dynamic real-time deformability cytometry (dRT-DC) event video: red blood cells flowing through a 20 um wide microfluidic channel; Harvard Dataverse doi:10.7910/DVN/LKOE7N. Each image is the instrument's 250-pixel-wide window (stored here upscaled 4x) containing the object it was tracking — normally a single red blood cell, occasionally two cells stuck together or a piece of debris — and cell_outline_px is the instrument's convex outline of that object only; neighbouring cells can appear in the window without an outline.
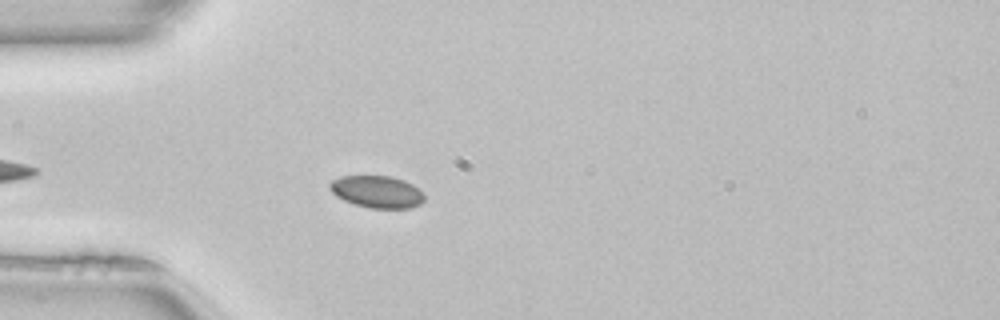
{"species": "common noctule bat (a hibernating species)", "species_latin": "Nyctalus noctula", "temperature_condition": "room temperature", "stored_images_in_passage": 34, "camera_frame_rate_fps": 3000, "um_per_image_px": 0.085, "animal": {"sex": "female", "body_mass_g": 22.7, "forearm_length_mm": 54.2}, "frame": {"image": 1, "passage_image": 6, "time_ms": 1.667, "image_size_px": [1000, 320], "cell_outline_px": [[424, 200], [420, 204], [412, 208], [368, 208], [344, 200], [336, 196], [328, 188], [328, 184], [332, 180], [340, 176], [392, 176], [404, 180], [412, 184], [424, 196]], "centroid_in_image_um": [32.01, 16.29], "position_along_channel_um": 53.0, "area_um2": 17.69}}